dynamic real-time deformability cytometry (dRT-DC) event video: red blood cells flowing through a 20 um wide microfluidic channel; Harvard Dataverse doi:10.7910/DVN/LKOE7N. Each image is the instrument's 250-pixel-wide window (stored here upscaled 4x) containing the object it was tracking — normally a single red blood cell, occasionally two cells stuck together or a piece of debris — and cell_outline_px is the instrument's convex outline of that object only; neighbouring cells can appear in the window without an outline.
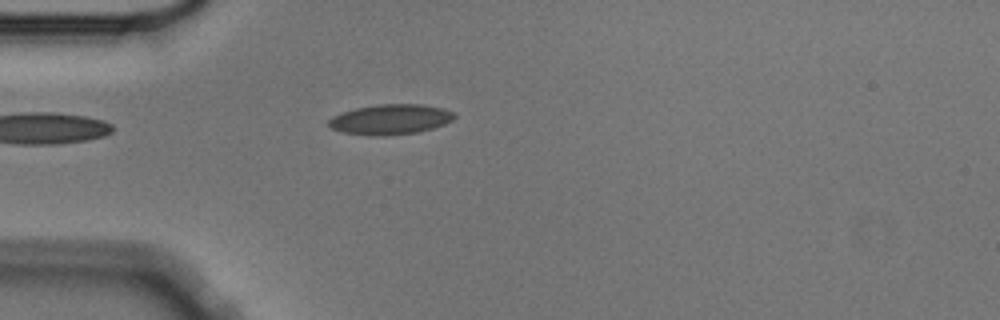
{"species": "Egyptian fruit bat (a non-hibernating species)", "species_latin": "Rousettus aegyptiacus", "temperature_condition": "cold", "stored_images_in_passage": 2, "camera_frame_rate_fps": 3000, "um_per_image_px": 0.085, "animal": {"sex": "male"}, "frame": {"image": 1, "passage_image": 2, "time_ms": 0.333, "image_size_px": [1000, 320], "cell_outline_px": [[456, 116], [452, 120], [444, 124], [420, 132], [384, 136], [368, 136], [344, 132], [332, 128], [328, 124], [328, 120], [332, 116], [356, 108], [376, 104], [420, 104], [444, 108], [452, 112]], "centroid_in_image_um": [33.19, 10.15], "position_along_channel_um": 51.8, "area_um2": 22.14}}